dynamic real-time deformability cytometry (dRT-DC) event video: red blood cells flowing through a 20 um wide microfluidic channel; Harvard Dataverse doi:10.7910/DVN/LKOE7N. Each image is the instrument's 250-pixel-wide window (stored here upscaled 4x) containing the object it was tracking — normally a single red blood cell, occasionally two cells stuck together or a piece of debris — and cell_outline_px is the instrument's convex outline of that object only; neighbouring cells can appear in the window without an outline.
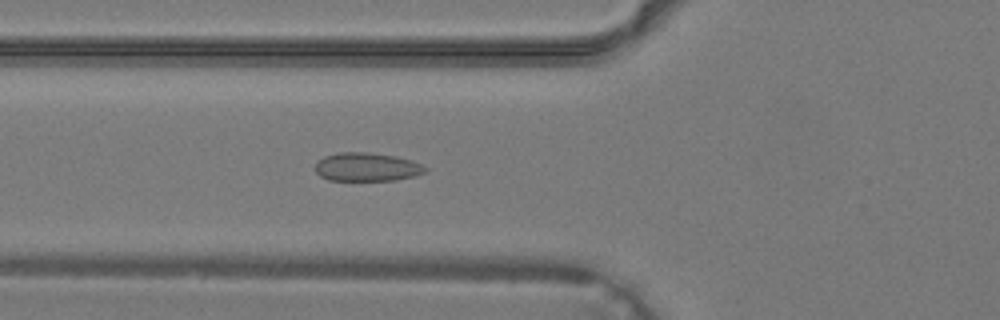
{"species": "common noctule bat (a hibernating species)", "species_latin": "Nyctalus noctula", "temperature_condition": "warm", "stored_images_in_passage": 38, "camera_frame_rate_fps": 3000, "um_per_image_px": 0.085, "animal": {"sex": "male", "body_mass_g": 19.2, "forearm_length_mm": 51.8}, "frame": {"image": 1, "passage_image": 14, "time_ms": 4.333, "image_size_px": [1000, 320], "cell_outline_px": [[428, 168], [424, 172], [416, 176], [396, 180], [328, 180], [320, 176], [316, 172], [316, 164], [324, 156], [336, 152], [368, 152], [396, 156], [412, 160]], "centroid_in_image_um": [31.19, 14.19], "position_along_channel_um": 94.6, "area_um2": 18.32}}
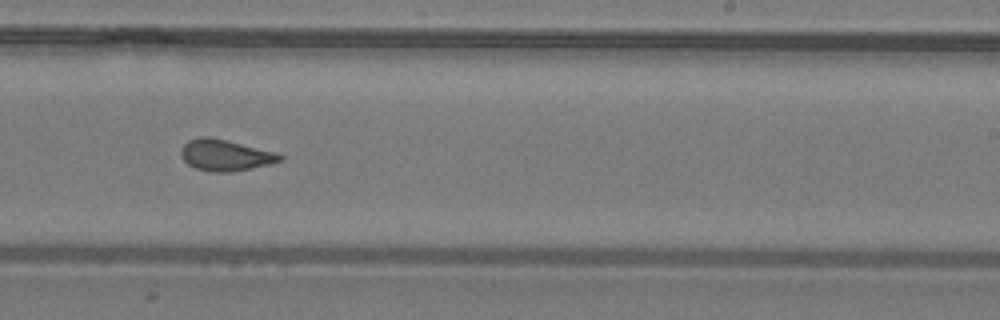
{"frame": {"image": 2, "passage_image": 24, "time_ms": 7.667, "image_size_px": [1000, 320], "cell_outline_px": [[284, 156], [280, 160], [268, 164], [232, 172], [212, 172], [196, 168], [188, 164], [180, 156], [180, 152], [184, 144], [188, 140], [200, 136], [208, 136], [276, 152]], "centroid_in_image_um": [19.1, 13.18], "position_along_channel_um": 269.9, "area_um2": 17.8}}
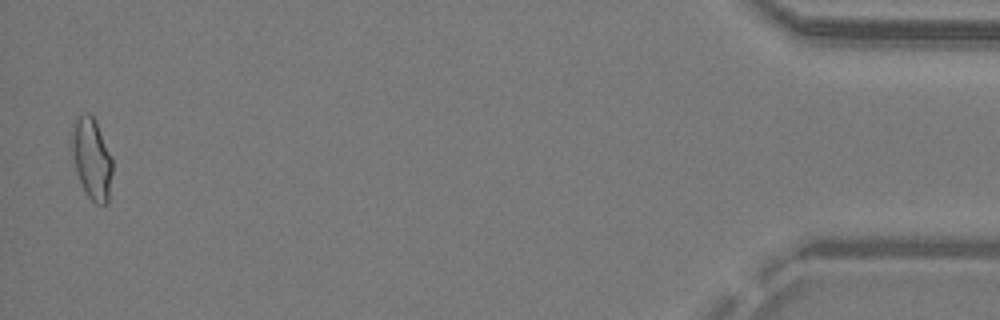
{"frame": {"image": 3, "passage_image": 38, "time_ms": 12.333, "image_size_px": [1000, 320], "cell_outline_px": [[112, 172], [108, 200], [104, 204], [96, 204], [88, 196], [80, 180], [72, 156], [72, 132], [76, 116], [84, 112], [88, 112], [92, 116], [112, 156]], "centroid_in_image_um": [7.8, 13.46], "position_along_channel_um": 427.4, "area_um2": 18.79}}